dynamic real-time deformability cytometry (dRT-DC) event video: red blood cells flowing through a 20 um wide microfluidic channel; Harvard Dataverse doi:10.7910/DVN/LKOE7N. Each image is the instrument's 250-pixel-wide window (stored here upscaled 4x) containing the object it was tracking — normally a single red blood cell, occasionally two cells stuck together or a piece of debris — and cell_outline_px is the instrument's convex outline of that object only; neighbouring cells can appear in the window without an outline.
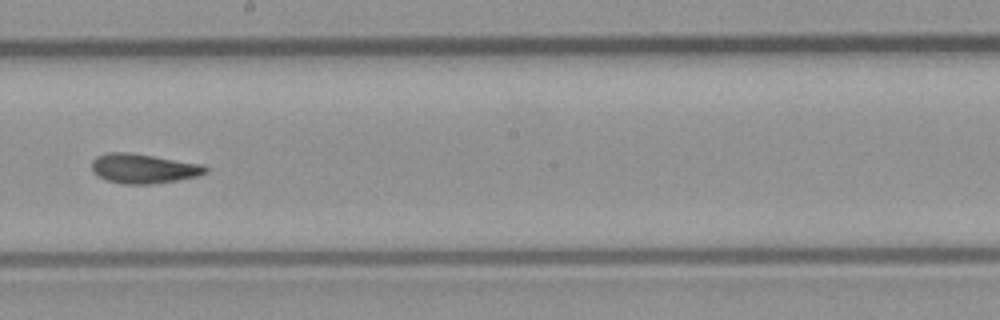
{"species": "common noctule bat (a hibernating species)", "species_latin": "Nyctalus noctula", "temperature_condition": "room temperature", "stored_images_in_passage": 42, "camera_frame_rate_fps": 3000, "um_per_image_px": 0.085, "animal": {"sex": "male", "body_mass_g": 23.1, "forearm_length_mm": 52.7}, "frame": {"image": 1, "passage_image": 19, "time_ms": 6.0, "image_size_px": [1000, 320], "cell_outline_px": [[208, 172], [196, 176], [176, 180], [152, 184], [124, 184], [108, 180], [92, 172], [92, 160], [96, 156], [108, 152], [128, 152], [200, 164], [208, 168]], "centroid_in_image_um": [12.16, 14.32], "position_along_channel_um": 236.0, "area_um2": 19.31}}
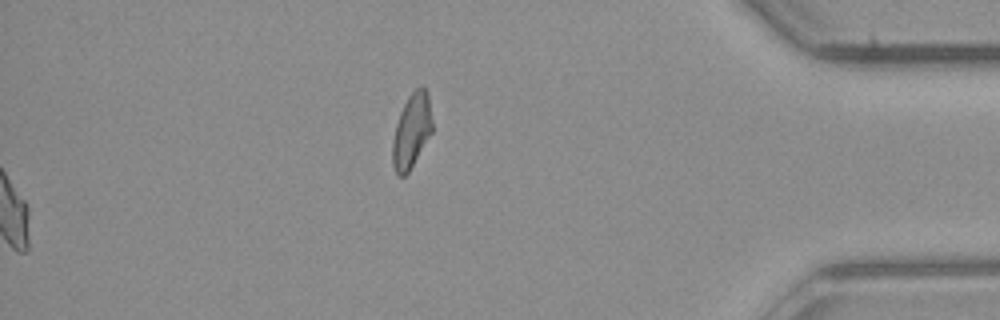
{"frame": {"image": 2, "passage_image": 42, "time_ms": 13.667, "image_size_px": [1000, 320], "cell_outline_px": [[432, 132], [408, 172], [404, 176], [400, 176], [396, 172], [392, 164], [392, 140], [396, 124], [400, 112], [408, 96], [416, 88], [424, 88], [428, 92], [432, 120]], "centroid_in_image_um": [34.98, 11.11], "position_along_channel_um": 400.2, "area_um2": 17.05}, "authors_computed_cell_mechanics": {"area_um2": 19.1607, "velocity_mm_per_s": 4.0249, "shape_relaxation_time_tau1_ms": 5.3207, "shape_relaxation_time_tau2_ms": 2.1086, "deformation_change_tau1": 0.1644, "deformation_change_tau2": 0.0945}}